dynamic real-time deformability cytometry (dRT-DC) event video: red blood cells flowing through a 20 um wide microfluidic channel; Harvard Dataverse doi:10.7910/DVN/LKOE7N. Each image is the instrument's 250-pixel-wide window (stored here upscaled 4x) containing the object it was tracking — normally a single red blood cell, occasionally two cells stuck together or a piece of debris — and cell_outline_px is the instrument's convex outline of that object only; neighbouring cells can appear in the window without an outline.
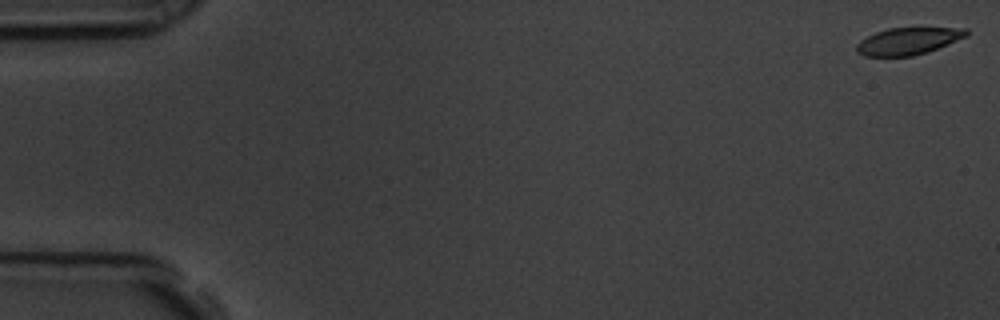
{"species": "common noctule bat (a hibernating species)", "species_latin": "Nyctalus noctula", "temperature_condition": "room temperature", "stored_images_in_passage": 58, "camera_frame_rate_fps": 3000, "um_per_image_px": 0.085, "animal": {"sex": "male", "body_mass_g": 19.5, "forearm_length_mm": 54.6}, "frame": {"image": 1, "passage_image": 1, "time_ms": 0.0, "image_size_px": [1000, 320], "cell_outline_px": [[968, 36], [928, 52], [912, 56], [864, 56], [856, 52], [856, 44], [860, 40], [876, 32], [888, 28], [968, 28]], "centroid_in_image_um": [77.19, 3.5], "position_along_channel_um": 7.8, "area_um2": 17.34}}
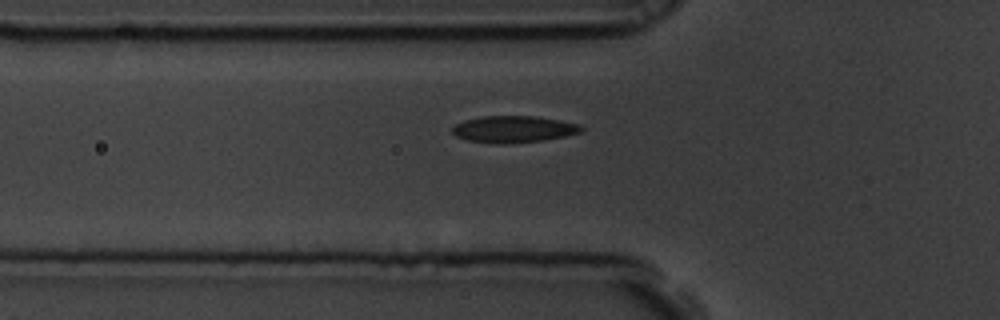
{"frame": {"image": 2, "passage_image": 20, "time_ms": 6.333, "image_size_px": [1000, 320], "cell_outline_px": [[584, 132], [544, 140], [508, 144], [496, 144], [468, 140], [456, 136], [452, 132], [452, 128], [456, 124], [464, 120], [484, 116], [532, 116], [580, 124], [584, 128]], "centroid_in_image_um": [43.66, 10.99], "position_along_channel_um": 82.1, "area_um2": 20.06}}
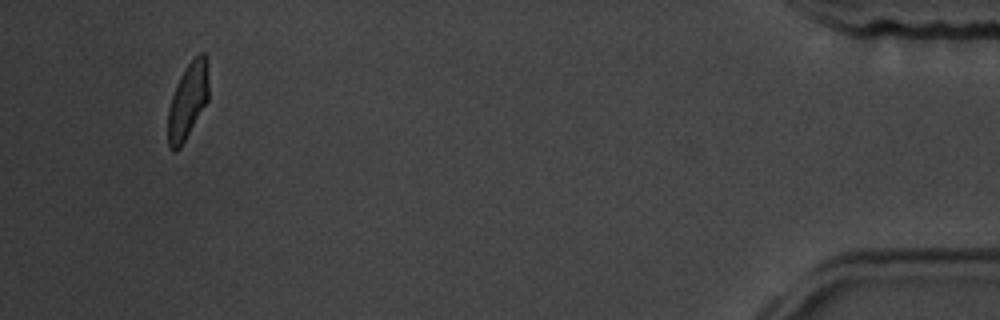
{"frame": {"image": 3, "passage_image": 55, "time_ms": 18.0, "image_size_px": [1000, 320], "cell_outline_px": [[208, 100], [180, 148], [176, 152], [172, 152], [168, 148], [168, 108], [176, 84], [180, 76], [188, 64], [200, 52], [204, 52], [208, 56]], "centroid_in_image_um": [15.96, 8.57], "position_along_channel_um": 419.2, "area_um2": 18.15}, "authors_computed_cell_mechanics": {"area_um2": 19.652, "velocity_mm_per_s": 3.5301, "shape_relaxation_time_tau1_ms": 3.4437, "shape_relaxation_time_tau2_ms": 1.4689, "deformation_change_tau1": 0.1218, "deformation_change_tau2": 0.06}}